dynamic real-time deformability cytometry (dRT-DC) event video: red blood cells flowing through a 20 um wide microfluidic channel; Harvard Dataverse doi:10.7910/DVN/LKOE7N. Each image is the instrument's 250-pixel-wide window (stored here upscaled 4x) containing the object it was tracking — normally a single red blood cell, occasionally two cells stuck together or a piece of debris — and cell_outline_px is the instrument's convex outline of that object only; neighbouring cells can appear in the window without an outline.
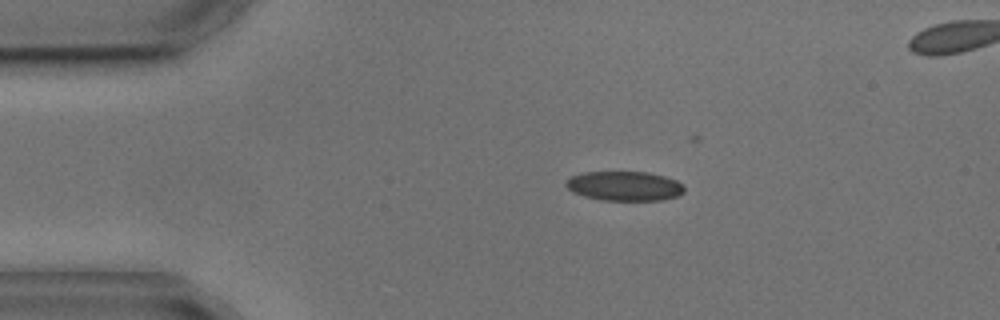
{"species": "common noctule bat (a hibernating species)", "species_latin": "Nyctalus noctula", "temperature_condition": "cold", "stored_images_in_passage": 4, "camera_frame_rate_fps": 3000, "um_per_image_px": 0.085, "animal": {"sex": "male", "body_mass_g": 17.9, "forearm_length_mm": 54.2}, "frame": {"image": 1, "passage_image": 2, "time_ms": 1.0, "image_size_px": [1000, 320], "cell_outline_px": [[684, 192], [676, 196], [664, 200], [600, 200], [584, 196], [572, 192], [564, 184], [572, 176], [584, 172], [648, 172], [664, 176], [676, 180], [684, 184]], "centroid_in_image_um": [53.1, 15.81], "position_along_channel_um": 31.9, "area_um2": 20.35}}